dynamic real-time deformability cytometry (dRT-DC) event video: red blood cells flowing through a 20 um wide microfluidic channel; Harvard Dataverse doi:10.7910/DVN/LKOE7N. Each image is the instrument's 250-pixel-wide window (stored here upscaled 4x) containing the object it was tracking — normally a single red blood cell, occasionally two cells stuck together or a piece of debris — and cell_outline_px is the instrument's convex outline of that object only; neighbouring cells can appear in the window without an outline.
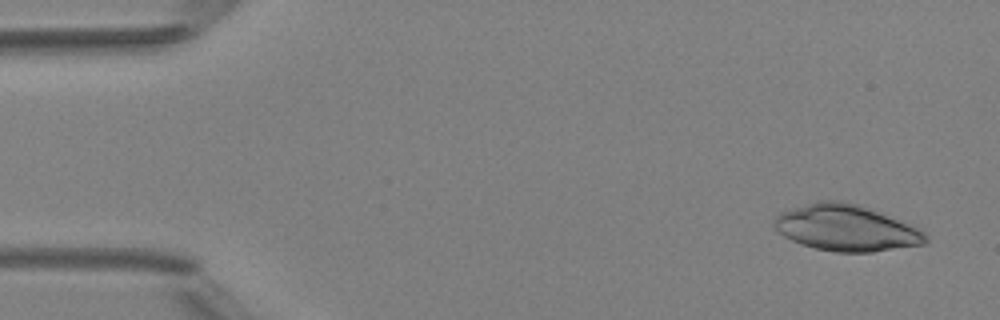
{"species": "Egyptian fruit bat (a non-hibernating species)", "species_latin": "Rousettus aegyptiacus", "temperature_condition": "room temperature", "stored_images_in_passage": 4, "camera_frame_rate_fps": 3000, "um_per_image_px": 0.085, "animal": {"sex": "female"}, "frame": {"image": 1, "passage_image": 1, "time_ms": 0.0, "image_size_px": [1000, 320], "cell_outline_px": [[928, 240], [924, 244], [872, 252], [836, 252], [816, 248], [800, 244], [784, 236], [772, 224], [772, 220], [780, 212], [820, 200], [840, 200], [856, 204], [868, 208], [908, 224], [924, 232], [928, 236]], "centroid_in_image_um": [71.89, 19.38], "position_along_channel_um": 13.1, "area_um2": 40.29}}